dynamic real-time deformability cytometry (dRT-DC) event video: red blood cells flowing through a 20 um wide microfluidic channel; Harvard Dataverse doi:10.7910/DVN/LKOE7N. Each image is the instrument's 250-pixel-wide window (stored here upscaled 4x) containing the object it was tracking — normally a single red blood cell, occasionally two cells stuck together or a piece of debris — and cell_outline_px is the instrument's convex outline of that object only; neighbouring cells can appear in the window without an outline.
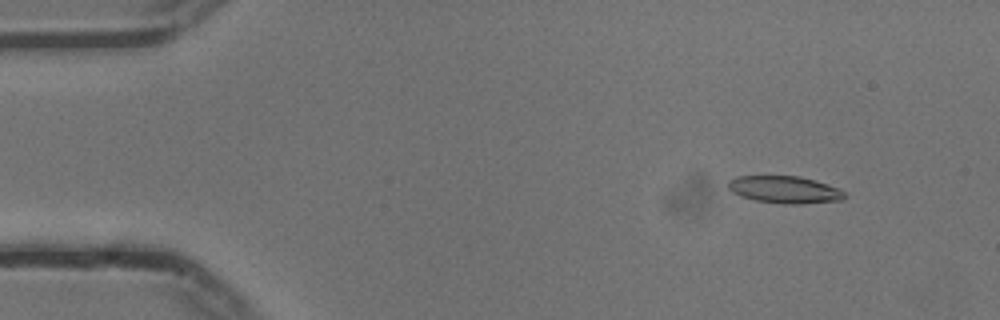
{"species": "common noctule bat (a hibernating species)", "species_latin": "Nyctalus noctula", "temperature_condition": "cold", "stored_images_in_passage": 55, "camera_frame_rate_fps": 3000, "um_per_image_px": 0.085, "animal": {"sex": "male", "body_mass_g": 13.3}, "frame": {"image": 1, "passage_image": 6, "time_ms": 1.667, "image_size_px": [1000, 320], "cell_outline_px": [[848, 196], [844, 200], [800, 204], [780, 204], [756, 200], [740, 196], [732, 192], [728, 188], [728, 180], [736, 176], [800, 176], [816, 180], [840, 188]], "centroid_in_image_um": [66.73, 16.12], "position_along_channel_um": 18.3, "area_um2": 18.79}}
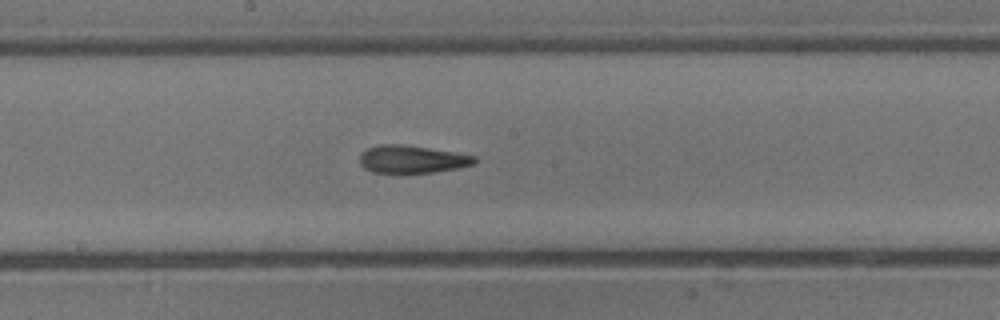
{"frame": {"image": 2, "passage_image": 29, "time_ms": 9.333, "image_size_px": [1000, 320], "cell_outline_px": [[476, 164], [456, 168], [432, 172], [396, 176], [372, 172], [364, 168], [360, 164], [360, 152], [368, 148], [380, 144], [404, 144], [456, 152], [476, 156]], "centroid_in_image_um": [34.97, 13.57], "position_along_channel_um": 213.2, "area_um2": 19.36}}
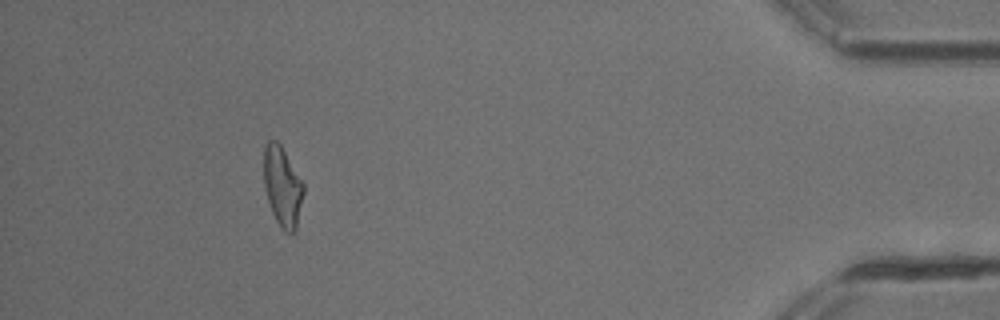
{"frame": {"image": 3, "passage_image": 50, "time_ms": 16.333, "image_size_px": [1000, 320], "cell_outline_px": [[304, 192], [296, 228], [292, 232], [284, 232], [276, 220], [272, 212], [268, 200], [264, 184], [264, 148], [268, 140], [276, 140], [280, 144], [304, 184]], "centroid_in_image_um": [24.01, 15.84], "position_along_channel_um": 411.2, "area_um2": 18.21}, "authors_computed_cell_mechanics": {"area_um2": 18.7272, "velocity_mm_per_s": 3.7425, "shape_relaxation_time_tau1_ms": 6.4664, "shape_relaxation_time_tau2_ms": 4.0793, "deformation_change_tau1": 0.1831, "deformation_change_tau2": 0.1468}}